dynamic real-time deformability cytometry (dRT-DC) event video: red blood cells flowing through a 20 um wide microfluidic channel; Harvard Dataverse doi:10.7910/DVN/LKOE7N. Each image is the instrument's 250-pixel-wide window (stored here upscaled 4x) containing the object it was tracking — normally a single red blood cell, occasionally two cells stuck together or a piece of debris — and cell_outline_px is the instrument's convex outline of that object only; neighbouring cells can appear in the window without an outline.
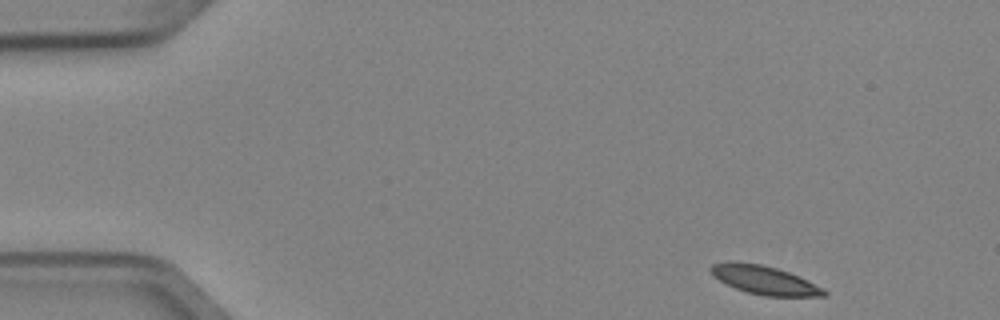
{"species": "Egyptian fruit bat (a non-hibernating species)", "species_latin": "Rousettus aegyptiacus", "temperature_condition": "cold", "stored_images_in_passage": 3, "camera_frame_rate_fps": 3000, "um_per_image_px": 0.085, "animal": {"sex": "female"}, "frame": {"image": 1, "passage_image": 1, "time_ms": 0.0, "image_size_px": [1000, 320], "cell_outline_px": [[828, 292], [824, 296], [764, 296], [748, 292], [736, 288], [712, 276], [708, 268], [712, 264], [760, 264], [776, 268], [788, 272], [808, 280], [824, 288]], "centroid_in_image_um": [65.05, 23.84], "position_along_channel_um": 20.0, "area_um2": 18.21}}
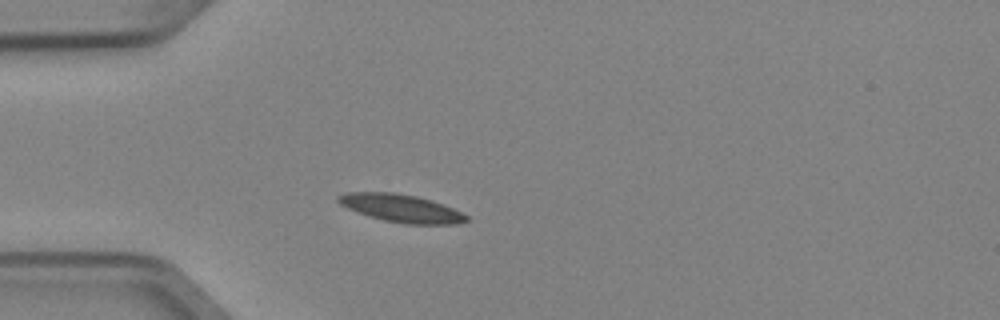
{"frame": {"image": 2, "passage_image": 3, "time_ms": 0.667, "image_size_px": [1000, 320], "cell_outline_px": [[468, 220], [456, 224], [404, 224], [384, 220], [348, 208], [340, 204], [336, 200], [336, 196], [344, 192], [396, 192], [416, 196], [432, 200], [444, 204], [468, 216]], "centroid_in_image_um": [34.1, 17.68], "position_along_channel_um": 50.9, "area_um2": 20.69}}